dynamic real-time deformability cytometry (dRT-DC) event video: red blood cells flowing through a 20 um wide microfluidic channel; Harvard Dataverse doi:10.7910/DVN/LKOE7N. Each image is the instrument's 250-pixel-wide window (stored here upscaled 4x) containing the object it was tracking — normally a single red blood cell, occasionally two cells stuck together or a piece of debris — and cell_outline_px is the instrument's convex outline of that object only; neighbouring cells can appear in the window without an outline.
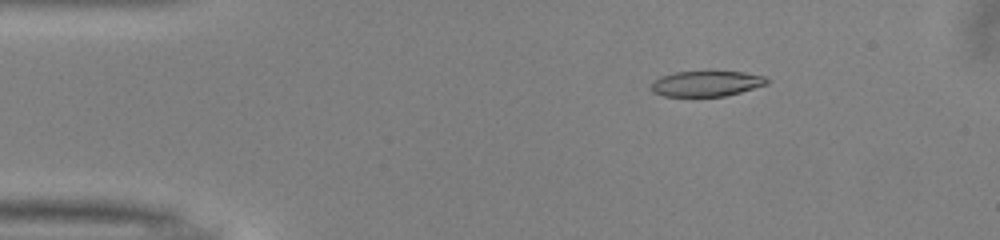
{"species": "common noctule bat (a hibernating species)", "species_latin": "Nyctalus noctula", "temperature_condition": "warm", "stored_images_in_passage": 47, "camera_frame_rate_fps": 3000, "um_per_image_px": 0.085, "animal": {"sex": "male", "body_mass_g": 13.0, "forearm_length_mm": 53.1}, "frame": {"image": 1, "passage_image": 8, "time_ms": 2.333, "image_size_px": [1000, 240], "cell_outline_px": [[772, 80], [768, 84], [740, 92], [724, 96], [664, 96], [652, 92], [652, 80], [660, 76], [676, 72], [744, 72], [764, 76]], "centroid_in_image_um": [60.06, 7.11], "position_along_channel_um": 24.9, "area_um2": 17.17}}
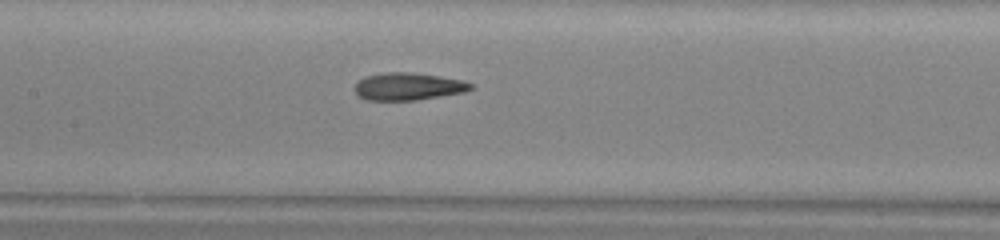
{"frame": {"image": 2, "passage_image": 24, "time_ms": 7.667, "image_size_px": [1000, 240], "cell_outline_px": [[472, 88], [464, 92], [416, 100], [364, 100], [352, 88], [364, 76], [384, 72], [412, 72], [464, 80], [472, 84]], "centroid_in_image_um": [34.66, 7.34], "position_along_channel_um": 172.7, "area_um2": 18.55}}
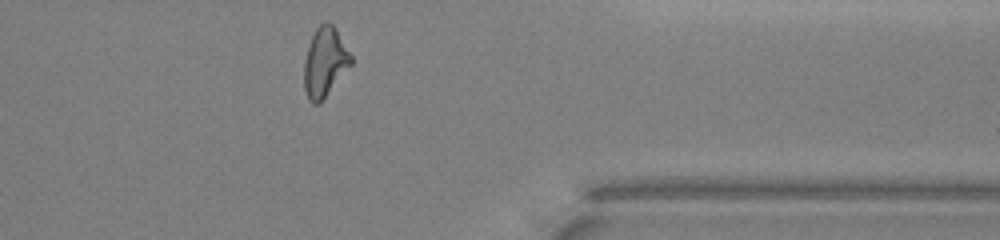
{"frame": {"image": 3, "passage_image": 41, "time_ms": 13.333, "image_size_px": [1000, 240], "cell_outline_px": [[352, 64], [320, 104], [312, 104], [308, 100], [304, 88], [304, 60], [308, 44], [316, 28], [324, 20], [328, 20], [336, 28], [352, 56]], "centroid_in_image_um": [27.61, 5.28], "position_along_channel_um": 383.8, "area_um2": 19.31}, "authors_computed_cell_mechanics": {"area_um2": 18.6116, "velocity_mm_per_s": 4.0026, "shape_relaxation_time_tau1_ms": 8.5208, "shape_relaxation_time_tau2_ms": 2.2842, "deformation_change_tau1": 0.2486, "deformation_change_tau2": 0.1191}}